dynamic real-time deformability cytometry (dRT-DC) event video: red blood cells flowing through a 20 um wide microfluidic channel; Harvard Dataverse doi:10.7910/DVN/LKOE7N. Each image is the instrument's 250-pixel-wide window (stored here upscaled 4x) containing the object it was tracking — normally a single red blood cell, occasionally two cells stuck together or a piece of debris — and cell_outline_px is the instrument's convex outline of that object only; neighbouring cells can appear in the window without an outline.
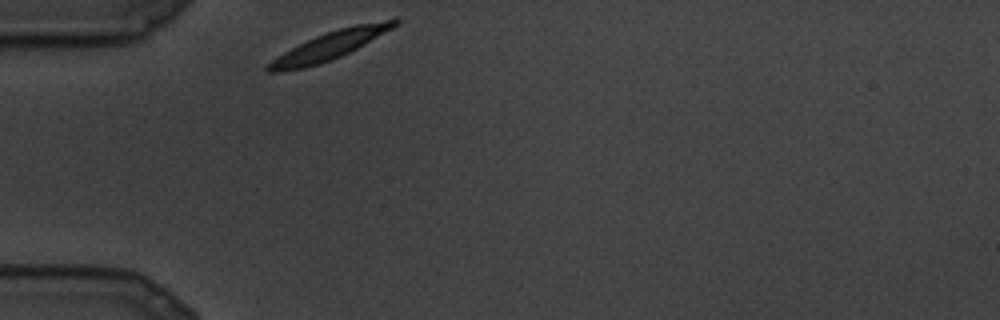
{"species": "common noctule bat (a hibernating species)", "species_latin": "Nyctalus noctula", "temperature_condition": "cold", "stored_images_in_passage": 9, "camera_frame_rate_fps": 3000, "um_per_image_px": 0.085, "animal": {"sex": "male", "body_mass_g": 19.5, "forearm_length_mm": 54.6}, "frame": {"image": 1, "passage_image": 1, "time_ms": 0.0, "image_size_px": [1000, 320], "cell_outline_px": [[400, 24], [356, 48], [340, 56], [320, 64], [304, 68], [280, 72], [268, 72], [264, 68], [272, 60], [284, 52], [316, 36], [340, 28], [356, 24], [384, 20], [400, 20]], "centroid_in_image_um": [27.99, 3.89], "position_along_channel_um": 57.0, "area_um2": 20.11}}
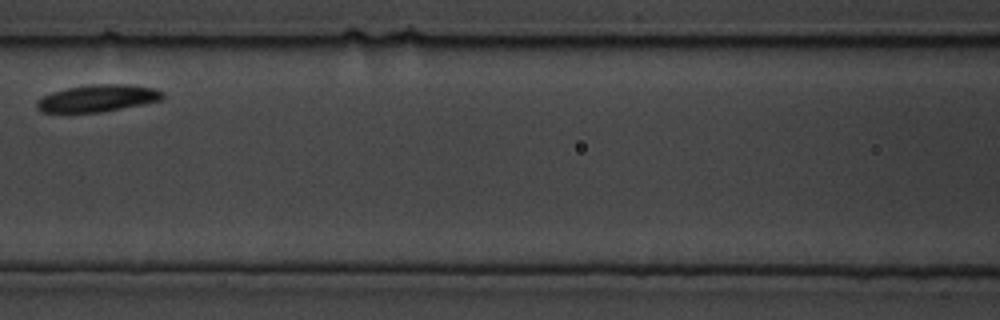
{"frame": {"image": 2, "passage_image": 6, "time_ms": 1.667, "image_size_px": [1000, 320], "cell_outline_px": [[164, 100], [100, 112], [40, 112], [36, 108], [36, 100], [40, 96], [52, 92], [68, 88], [96, 84], [128, 84], [152, 88], [164, 92]], "centroid_in_image_um": [8.28, 8.35], "position_along_channel_um": 158.3, "area_um2": 19.83}}
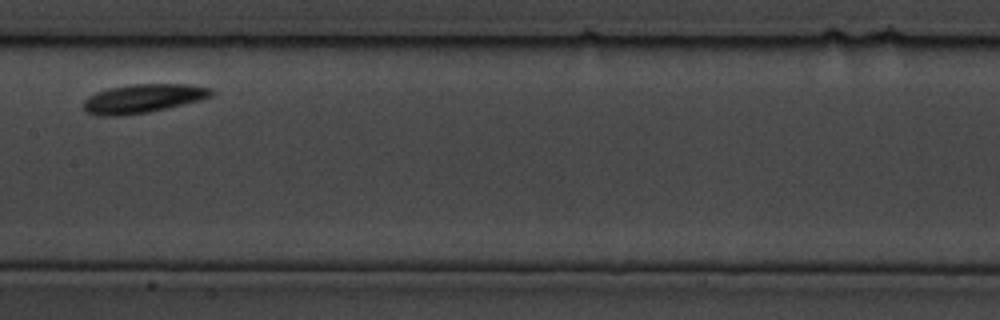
{"frame": {"image": 3, "passage_image": 8, "time_ms": 2.333, "image_size_px": [1000, 320], "cell_outline_px": [[216, 92], [212, 96], [200, 100], [148, 112], [120, 116], [100, 116], [88, 112], [84, 108], [84, 100], [88, 96], [96, 92], [108, 88], [128, 84], [188, 84], [212, 88]], "centroid_in_image_um": [12.17, 8.36], "position_along_channel_um": 195.2, "area_um2": 21.5}}